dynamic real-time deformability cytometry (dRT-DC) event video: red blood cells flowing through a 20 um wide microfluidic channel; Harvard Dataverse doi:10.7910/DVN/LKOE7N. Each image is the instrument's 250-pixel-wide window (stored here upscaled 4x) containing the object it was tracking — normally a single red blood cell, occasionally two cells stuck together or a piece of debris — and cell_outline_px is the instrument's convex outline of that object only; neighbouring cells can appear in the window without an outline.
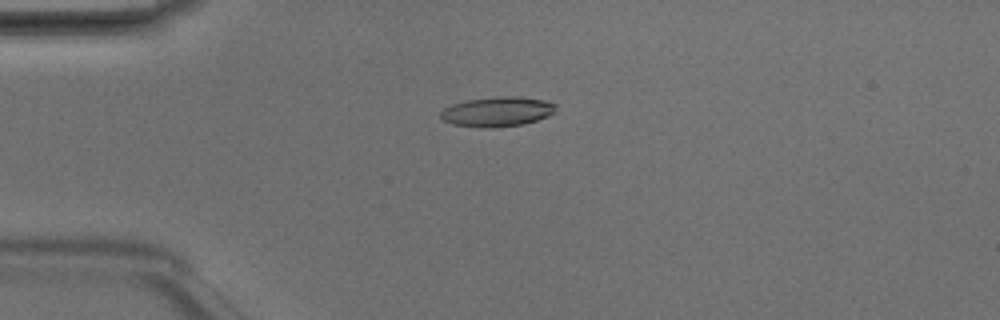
{"species": "Egyptian fruit bat (a non-hibernating species)", "species_latin": "Rousettus aegyptiacus", "temperature_condition": "room temperature", "stored_images_in_passage": 3, "camera_frame_rate_fps": 3000, "um_per_image_px": 0.085, "animal": {"sex": "male"}, "frame": {"image": 1, "passage_image": 3, "time_ms": 0.667, "image_size_px": [1000, 320], "cell_outline_px": [[556, 108], [548, 116], [524, 124], [492, 128], [480, 128], [452, 124], [444, 120], [440, 116], [440, 112], [444, 108], [452, 104], [468, 100], [496, 96], [516, 96], [544, 100], [556, 104]], "centroid_in_image_um": [42.25, 9.49], "position_along_channel_um": 42.8, "area_um2": 20.0}}